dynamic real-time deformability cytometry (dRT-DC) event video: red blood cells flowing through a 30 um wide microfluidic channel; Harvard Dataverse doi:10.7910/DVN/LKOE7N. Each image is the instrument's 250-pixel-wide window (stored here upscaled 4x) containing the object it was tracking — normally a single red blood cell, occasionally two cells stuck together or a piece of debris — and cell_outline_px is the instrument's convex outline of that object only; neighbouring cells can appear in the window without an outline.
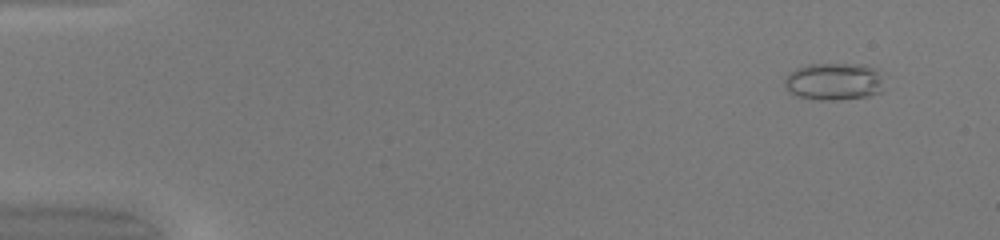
{"species": "common noctule bat (a hibernating species)", "species_latin": "Nyctalus noctula", "temperature_condition": "warm", "stored_images_in_passage": 50, "camera_frame_rate_fps": 3000, "um_per_image_px": 0.085, "animal": {"sex": "female", "body_mass_g": 20.0, "forearm_length_mm": 54.0}, "frame": {"image": 1, "passage_image": 4, "time_ms": 1.0, "image_size_px": [1000, 240], "cell_outline_px": [[888, 88], [880, 92], [868, 96], [832, 100], [820, 100], [796, 96], [784, 84], [784, 80], [788, 72], [796, 68], [808, 64], [864, 64], [872, 68], [876, 72]], "centroid_in_image_um": [70.89, 6.93], "position_along_channel_um": 14.1, "area_um2": 21.68}}
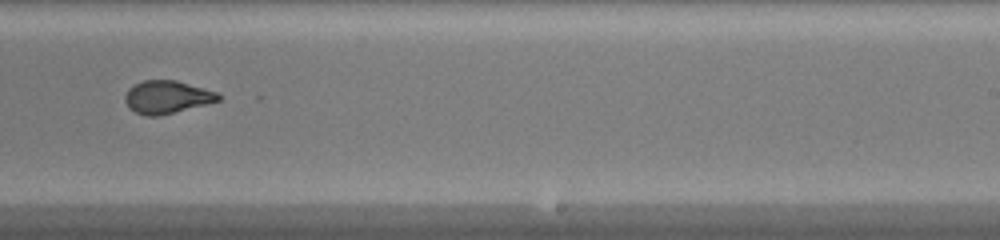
{"frame": {"image": 2, "passage_image": 32, "time_ms": 10.333, "image_size_px": [1000, 240], "cell_outline_px": [[220, 100], [160, 116], [144, 116], [128, 108], [124, 100], [124, 96], [128, 88], [144, 80], [176, 80], [216, 92], [220, 96]], "centroid_in_image_um": [14.14, 8.26], "position_along_channel_um": 274.9, "area_um2": 17.74}}
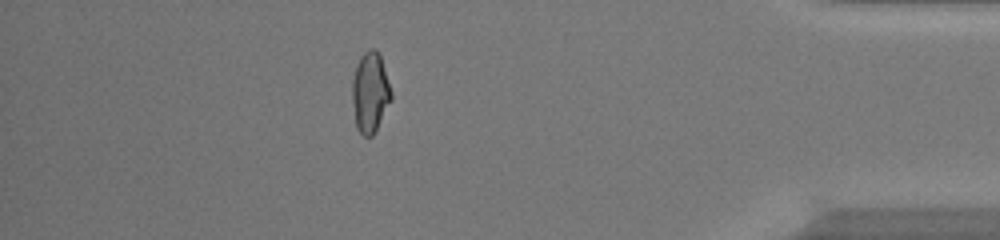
{"frame": {"image": 3, "passage_image": 44, "time_ms": 14.333, "image_size_px": [1000, 240], "cell_outline_px": [[392, 100], [372, 136], [364, 136], [356, 128], [352, 100], [352, 80], [356, 64], [360, 56], [368, 48], [376, 48], [380, 52], [392, 92]], "centroid_in_image_um": [31.47, 7.8], "position_along_channel_um": 403.7, "area_um2": 18.55}}